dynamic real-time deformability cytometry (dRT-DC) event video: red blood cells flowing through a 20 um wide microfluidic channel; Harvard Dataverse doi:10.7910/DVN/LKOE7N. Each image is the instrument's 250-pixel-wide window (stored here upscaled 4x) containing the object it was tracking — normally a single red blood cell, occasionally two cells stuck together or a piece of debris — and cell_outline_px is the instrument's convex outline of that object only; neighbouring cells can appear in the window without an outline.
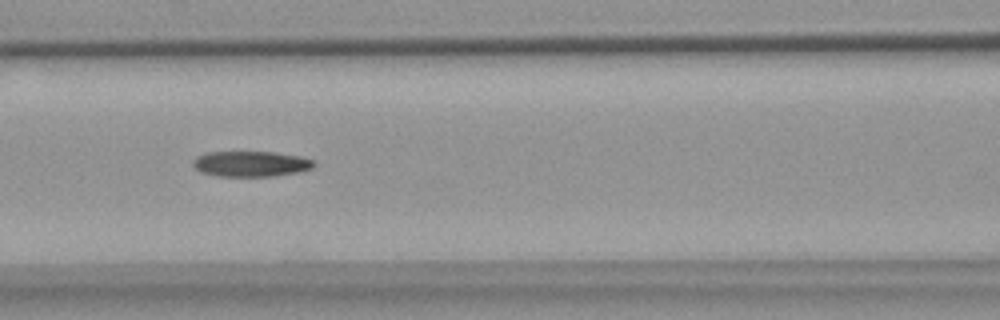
{"species": "common noctule bat (a hibernating species)", "species_latin": "Nyctalus noctula", "temperature_condition": "warm", "stored_images_in_passage": 9, "camera_frame_rate_fps": 3000, "um_per_image_px": 0.085, "animal": {"sex": "female", "body_mass_g": 18.4}, "frame": {"image": 1, "passage_image": 6, "time_ms": 6.667, "image_size_px": [1000, 320], "cell_outline_px": [[316, 164], [312, 168], [300, 172], [272, 176], [220, 176], [200, 172], [192, 164], [192, 160], [196, 156], [208, 152], [276, 152], [300, 156], [316, 160]], "centroid_in_image_um": [21.35, 13.92], "position_along_channel_um": 145.2, "area_um2": 18.15}}
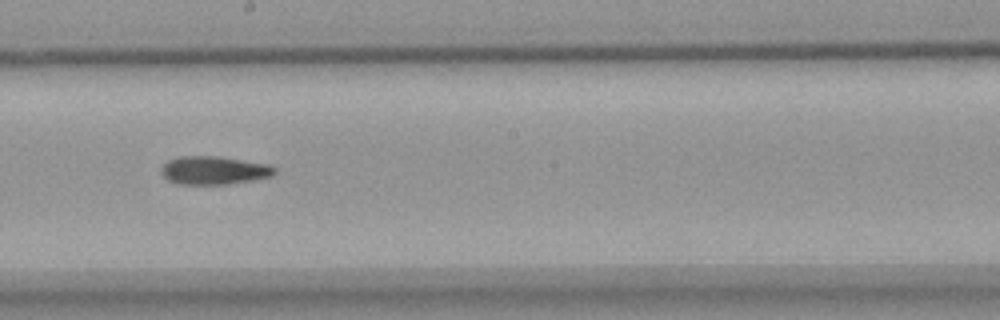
{"frame": {"image": 2, "passage_image": 8, "time_ms": 9.0, "image_size_px": [1000, 320], "cell_outline_px": [[276, 172], [272, 176], [252, 180], [224, 184], [180, 184], [168, 180], [160, 172], [160, 168], [168, 160], [180, 156], [220, 156], [268, 164], [276, 168]], "centroid_in_image_um": [18.18, 14.47], "position_along_channel_um": 230.0, "area_um2": 18.67}}
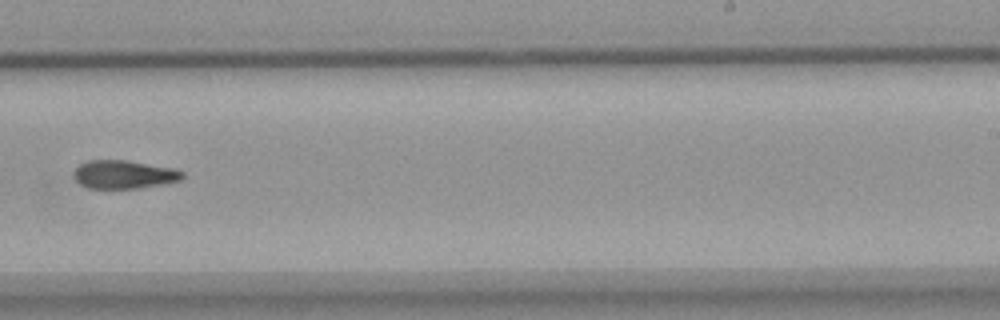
{"frame": {"image": 3, "passage_image": 9, "time_ms": 10.333, "image_size_px": [1000, 320], "cell_outline_px": [[184, 176], [180, 180], [164, 184], [136, 188], [88, 188], [80, 184], [76, 180], [72, 172], [84, 160], [128, 160], [176, 168], [184, 172]], "centroid_in_image_um": [10.54, 14.81], "position_along_channel_um": 278.5, "area_um2": 18.15}}